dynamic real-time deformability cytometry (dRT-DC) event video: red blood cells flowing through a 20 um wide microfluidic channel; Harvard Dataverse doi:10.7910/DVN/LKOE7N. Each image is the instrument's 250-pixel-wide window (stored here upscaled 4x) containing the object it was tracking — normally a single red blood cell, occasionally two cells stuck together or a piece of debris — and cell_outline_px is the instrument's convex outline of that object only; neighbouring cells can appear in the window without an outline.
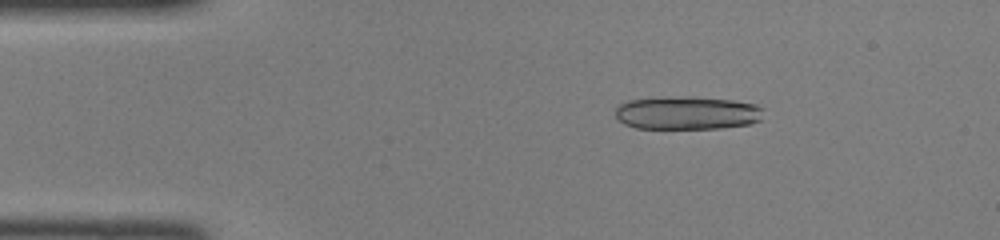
{"species": "common noctule bat (a hibernating species)", "species_latin": "Nyctalus noctula", "temperature_condition": "room temperature", "stored_images_in_passage": 45, "camera_frame_rate_fps": 3000, "um_per_image_px": 0.085, "animal": {"sex": "female", "body_mass_g": 22.0, "forearm_length_mm": 56.7}, "frame": {"image": 1, "passage_image": 7, "time_ms": 2.0, "image_size_px": [1000, 240], "cell_outline_px": [[764, 108], [760, 120], [748, 124], [720, 128], [636, 128], [624, 124], [616, 116], [616, 108], [620, 104], [628, 100], [664, 96], [692, 96], [732, 100], [756, 104]], "centroid_in_image_um": [58.4, 9.58], "position_along_channel_um": 26.6, "area_um2": 28.9}}
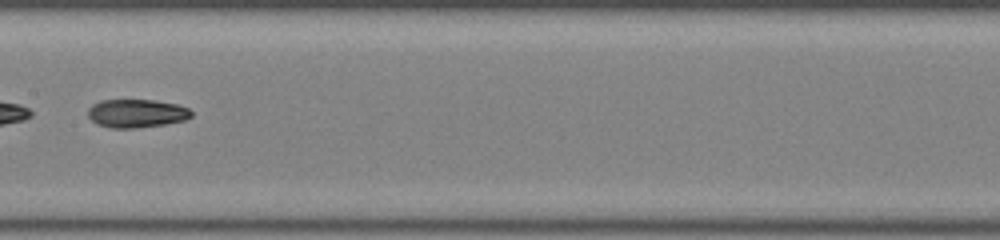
{"frame": {"image": 2, "passage_image": 23, "time_ms": 7.333, "image_size_px": [1000, 240], "cell_outline_px": [[192, 116], [184, 120], [164, 124], [136, 128], [108, 128], [96, 124], [88, 116], [88, 108], [92, 104], [100, 100], [152, 100], [176, 104], [188, 108], [192, 112]], "centroid_in_image_um": [11.57, 9.64], "position_along_channel_um": 195.8, "area_um2": 17.11}}
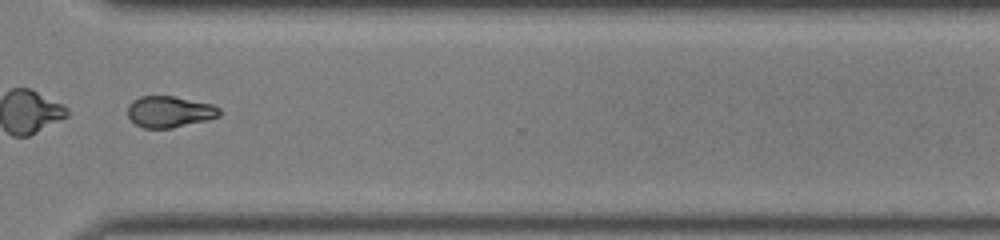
{"frame": {"image": 3, "passage_image": 34, "time_ms": 11.0, "image_size_px": [1000, 240], "cell_outline_px": [[224, 112], [220, 116], [208, 120], [172, 128], [144, 128], [136, 124], [128, 116], [128, 104], [132, 100], [140, 96], [172, 96], [212, 104], [220, 108]], "centroid_in_image_um": [14.44, 9.5], "position_along_channel_um": 356.2, "area_um2": 16.88}}